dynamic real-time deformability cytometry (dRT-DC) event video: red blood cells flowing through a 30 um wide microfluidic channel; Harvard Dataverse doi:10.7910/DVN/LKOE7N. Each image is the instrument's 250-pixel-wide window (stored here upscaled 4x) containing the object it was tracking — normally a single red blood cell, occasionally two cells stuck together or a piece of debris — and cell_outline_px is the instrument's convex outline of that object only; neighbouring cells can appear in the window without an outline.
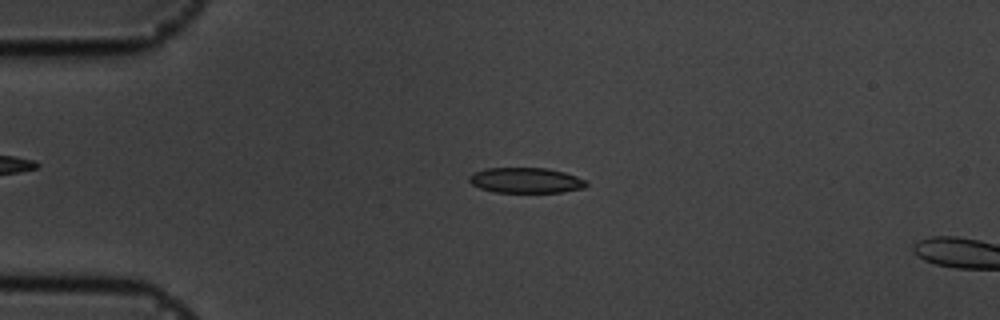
{"species": "common noctule bat (a hibernating species)", "species_latin": "Nyctalus noctula", "temperature_condition": "cold", "stored_images_in_passage": 56, "camera_frame_rate_fps": 3000, "um_per_image_px": 0.085, "animal": {"sex": "male", "body_mass_g": 19.5, "forearm_length_mm": 54.6}, "frame": {"image": 1, "passage_image": 13, "time_ms": 4.0, "image_size_px": [1000, 320], "cell_outline_px": [[588, 184], [584, 188], [560, 192], [496, 192], [480, 188], [472, 184], [468, 180], [468, 176], [472, 172], [484, 168], [548, 168], [564, 172], [576, 176], [584, 180]], "centroid_in_image_um": [44.66, 15.32], "position_along_channel_um": 40.3, "area_um2": 17.34}}
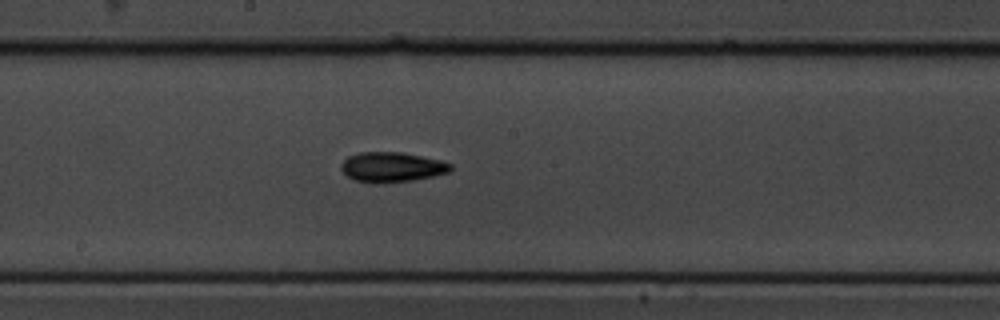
{"frame": {"image": 2, "passage_image": 30, "time_ms": 9.667, "image_size_px": [1000, 320], "cell_outline_px": [[452, 168], [448, 172], [432, 176], [412, 180], [380, 184], [372, 184], [356, 180], [348, 176], [340, 168], [340, 164], [348, 156], [360, 152], [400, 152], [440, 160], [452, 164]], "centroid_in_image_um": [33.27, 14.21], "position_along_channel_um": 214.9, "area_um2": 19.07}}
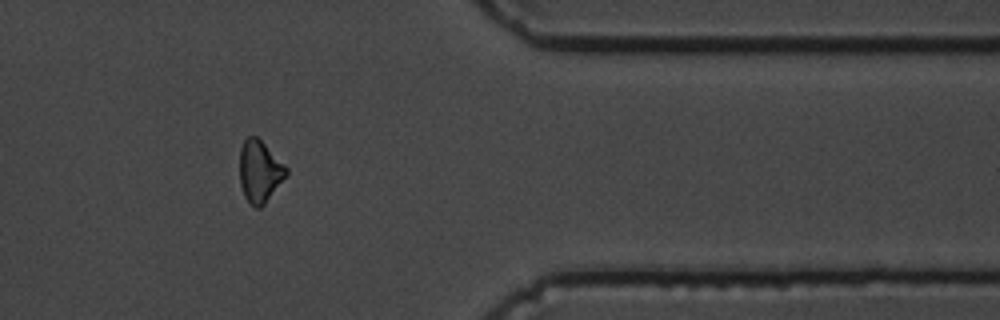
{"frame": {"image": 3, "passage_image": 46, "time_ms": 15.0, "image_size_px": [1000, 320], "cell_outline_px": [[288, 172], [264, 204], [260, 208], [256, 208], [244, 196], [240, 184], [240, 148], [244, 140], [248, 136], [256, 136], [288, 168]], "centroid_in_image_um": [22.05, 14.56], "position_along_channel_um": 389.4, "area_um2": 16.42}, "authors_computed_cell_mechanics": {"area_um2": 17.3978, "velocity_mm_per_s": 3.598, "shape_relaxation_time_tau1_ms": 7.9559, "shape_relaxation_time_tau2_ms": 8.8797, "deformation_change_tau1": 0.1444, "deformation_change_tau2": 0.156}}